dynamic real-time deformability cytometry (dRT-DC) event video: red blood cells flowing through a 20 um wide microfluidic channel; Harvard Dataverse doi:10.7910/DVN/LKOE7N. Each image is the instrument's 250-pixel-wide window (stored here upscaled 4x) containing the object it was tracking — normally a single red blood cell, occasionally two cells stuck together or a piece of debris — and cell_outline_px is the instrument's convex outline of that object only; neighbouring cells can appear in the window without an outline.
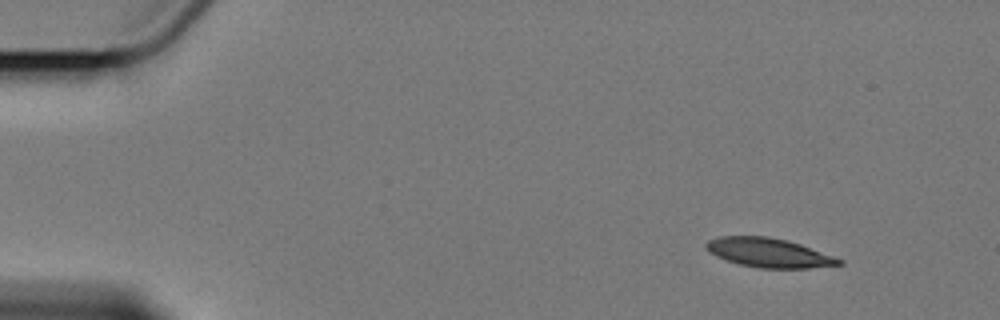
{"species": "Egyptian fruit bat (a non-hibernating species)", "species_latin": "Rousettus aegyptiacus", "temperature_condition": "cold", "stored_images_in_passage": 9, "camera_frame_rate_fps": 3000, "um_per_image_px": 0.085, "animal": {"sex": "female"}, "frame": {"image": 1, "passage_image": 1, "time_ms": 0.0, "image_size_px": [1000, 320], "cell_outline_px": [[844, 264], [808, 268], [760, 268], [740, 264], [716, 256], [708, 252], [704, 248], [704, 244], [708, 240], [720, 236], [768, 236], [788, 240], [800, 244], [844, 260]], "centroid_in_image_um": [65.33, 21.47], "position_along_channel_um": 19.7, "area_um2": 22.6}}
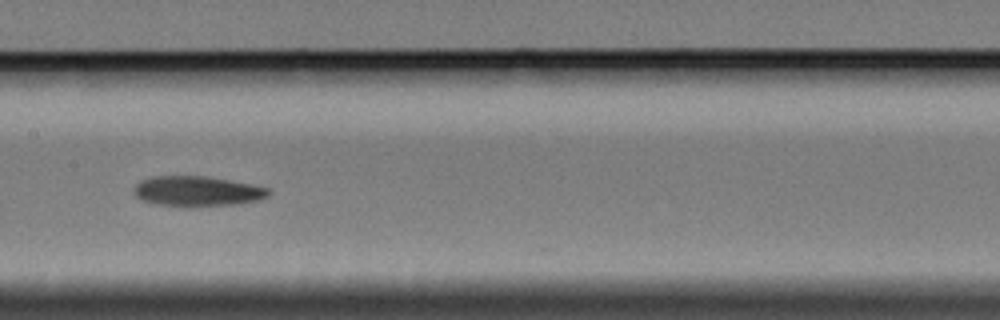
{"frame": {"image": 2, "passage_image": 7, "time_ms": 8.0, "image_size_px": [1000, 320], "cell_outline_px": [[272, 192], [268, 196], [260, 200], [236, 204], [188, 208], [152, 204], [140, 200], [132, 192], [132, 188], [140, 180], [152, 176], [204, 176], [252, 184], [268, 188]], "centroid_in_image_um": [16.71, 16.28], "position_along_channel_um": 190.7, "area_um2": 24.33}}
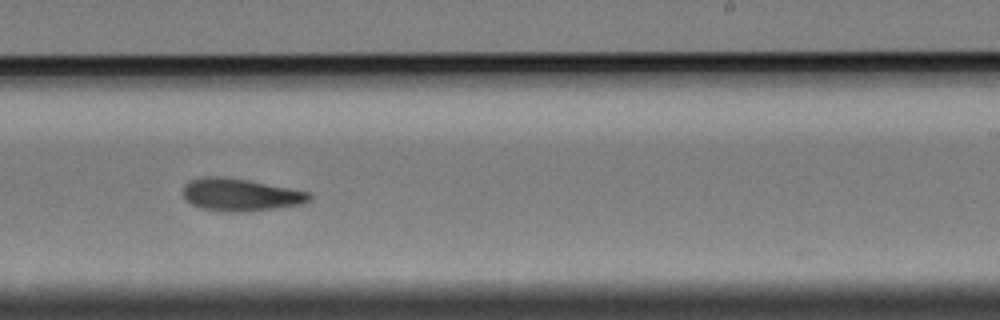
{"frame": {"image": 3, "passage_image": 9, "time_ms": 10.333, "image_size_px": [1000, 320], "cell_outline_px": [[312, 200], [304, 204], [240, 212], [228, 212], [200, 208], [192, 204], [184, 196], [184, 184], [188, 180], [200, 176], [224, 176], [248, 180], [312, 192]], "centroid_in_image_um": [20.45, 16.53], "position_along_channel_um": 268.5, "area_um2": 24.1}}